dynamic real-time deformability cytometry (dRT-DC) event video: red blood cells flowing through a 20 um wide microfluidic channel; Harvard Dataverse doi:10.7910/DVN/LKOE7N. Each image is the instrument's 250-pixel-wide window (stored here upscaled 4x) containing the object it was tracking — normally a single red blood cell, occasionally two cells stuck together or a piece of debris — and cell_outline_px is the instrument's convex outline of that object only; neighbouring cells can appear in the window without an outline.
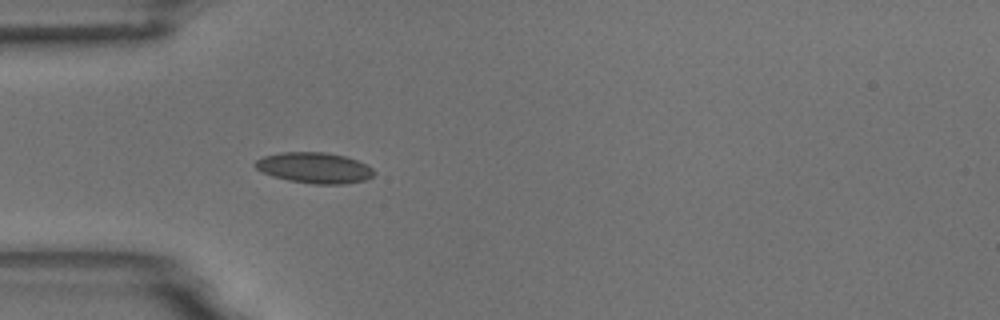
{"species": "common noctule bat (a hibernating species)", "species_latin": "Nyctalus noctula", "temperature_condition": "room temperature", "stored_images_in_passage": 5, "camera_frame_rate_fps": 3000, "um_per_image_px": 0.085, "animal": {"sex": "male", "body_mass_g": 18.8}, "frame": {"image": 1, "passage_image": 5, "time_ms": 5.333, "image_size_px": [1000, 320], "cell_outline_px": [[376, 172], [372, 176], [364, 180], [344, 184], [312, 184], [288, 180], [272, 176], [256, 168], [252, 164], [256, 160], [264, 156], [280, 152], [324, 152], [344, 156], [356, 160], [372, 168]], "centroid_in_image_um": [26.7, 14.26], "position_along_channel_um": 58.3, "area_um2": 21.21}}